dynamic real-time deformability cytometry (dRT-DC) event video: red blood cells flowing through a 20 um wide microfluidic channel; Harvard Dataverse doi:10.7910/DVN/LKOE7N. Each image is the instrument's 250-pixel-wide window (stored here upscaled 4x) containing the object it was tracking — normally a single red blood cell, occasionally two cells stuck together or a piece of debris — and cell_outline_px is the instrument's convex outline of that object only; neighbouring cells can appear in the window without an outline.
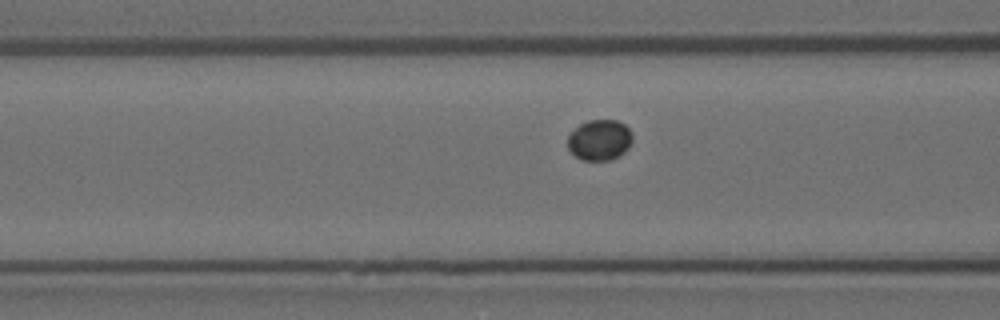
{"species": "Egyptian fruit bat (a non-hibernating species)", "species_latin": "Rousettus aegyptiacus", "temperature_condition": "room temperature", "stored_images_in_passage": 14, "camera_frame_rate_fps": 3000, "um_per_image_px": 0.085, "animal": {"sex": "female"}, "frame": {"image": 1, "passage_image": 12, "time_ms": 3.667, "image_size_px": [1000, 320], "cell_outline_px": [[632, 140], [628, 148], [624, 152], [612, 160], [580, 160], [568, 148], [568, 136], [580, 124], [588, 120], [616, 120], [624, 124], [632, 132]], "centroid_in_image_um": [50.98, 11.9], "position_along_channel_um": 115.6, "area_um2": 15.32}}